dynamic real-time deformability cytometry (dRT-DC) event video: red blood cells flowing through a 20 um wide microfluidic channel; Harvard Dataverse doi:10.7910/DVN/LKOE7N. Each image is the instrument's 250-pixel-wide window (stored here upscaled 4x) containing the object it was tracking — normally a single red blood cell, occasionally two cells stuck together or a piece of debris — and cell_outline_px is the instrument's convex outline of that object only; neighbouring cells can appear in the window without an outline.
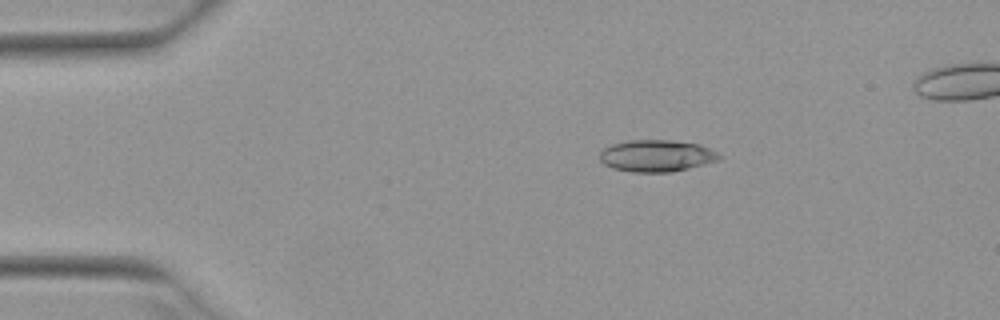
{"species": "Egyptian fruit bat (a non-hibernating species)", "species_latin": "Rousettus aegyptiacus", "temperature_condition": "warm", "stored_images_in_passage": 52, "camera_frame_rate_fps": 3000, "um_per_image_px": 0.085, "animal": {"sex": "female"}, "frame": {"image": 1, "passage_image": 10, "time_ms": 3.0, "image_size_px": [1000, 320], "cell_outline_px": [[724, 156], [720, 160], [672, 172], [632, 172], [612, 168], [604, 164], [600, 160], [600, 152], [604, 148], [612, 144], [632, 140], [668, 140], [700, 144]], "centroid_in_image_um": [55.82, 13.25], "position_along_channel_um": 29.2, "area_um2": 22.14}}
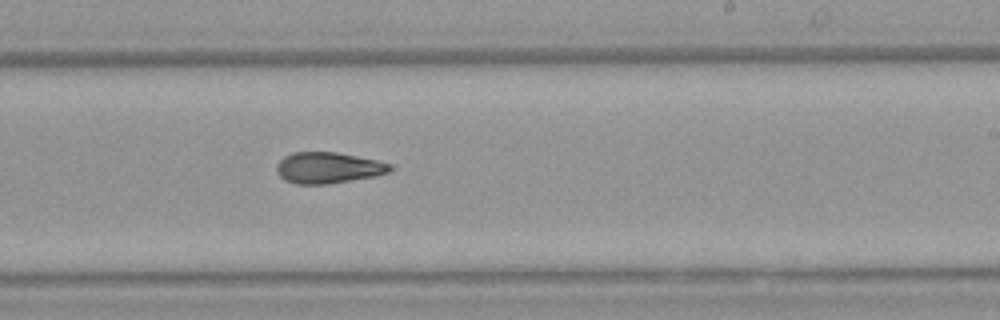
{"frame": {"image": 2, "passage_image": 32, "time_ms": 10.333, "image_size_px": [1000, 320], "cell_outline_px": [[396, 168], [392, 172], [376, 176], [328, 184], [296, 184], [284, 180], [276, 172], [276, 164], [284, 156], [292, 152], [336, 152], [376, 160], [392, 164]], "centroid_in_image_um": [27.92, 14.26], "position_along_channel_um": 261.1, "area_um2": 20.87}}
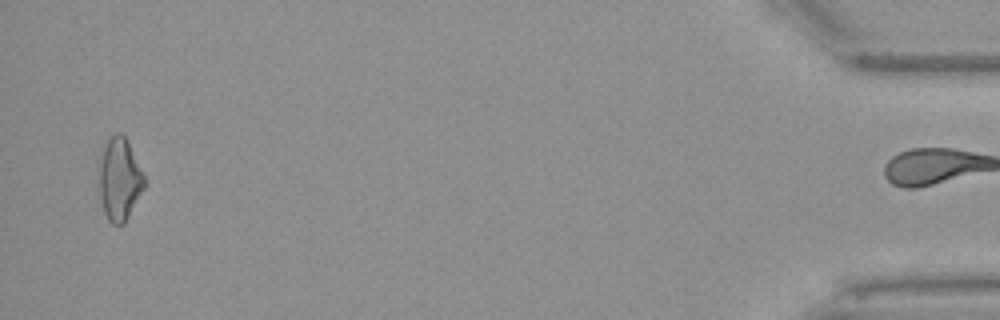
{"frame": {"image": 3, "passage_image": 51, "time_ms": 16.667, "image_size_px": [1000, 320], "cell_outline_px": [[144, 188], [124, 224], [112, 224], [108, 220], [104, 212], [100, 196], [96, 168], [104, 140], [116, 132], [120, 132], [124, 136], [144, 176]], "centroid_in_image_um": [10.08, 15.2], "position_along_channel_um": 425.1, "area_um2": 22.08}, "authors_computed_cell_mechanics": {"area_um2": 21.2415, "velocity_mm_per_s": 3.9578, "shape_relaxation_time_tau1_ms": 10.2049, "shape_relaxation_time_tau2_ms": 3.8282, "deformation_change_tau1": 0.2664, "deformation_change_tau2": 0.1297}}